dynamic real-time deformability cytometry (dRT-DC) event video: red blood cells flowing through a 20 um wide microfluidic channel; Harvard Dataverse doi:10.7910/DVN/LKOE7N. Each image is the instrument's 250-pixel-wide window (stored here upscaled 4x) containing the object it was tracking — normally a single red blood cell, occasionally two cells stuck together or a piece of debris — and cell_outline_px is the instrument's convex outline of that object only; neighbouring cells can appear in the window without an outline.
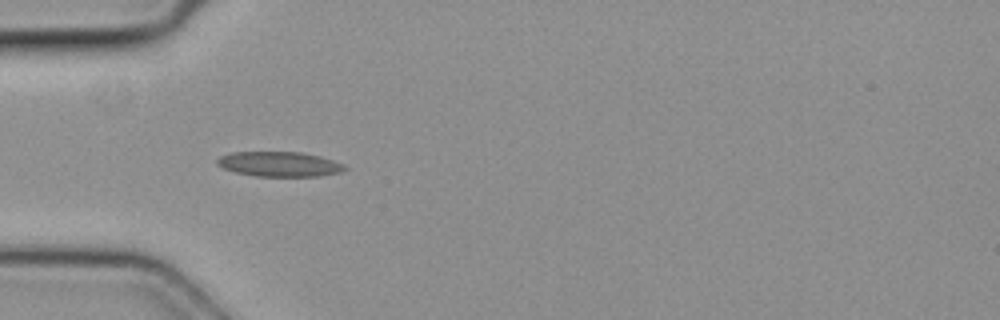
{"species": "common noctule bat (a hibernating species)", "species_latin": "Nyctalus noctula", "temperature_condition": "cold", "stored_images_in_passage": 5, "camera_frame_rate_fps": 3000, "um_per_image_px": 0.085, "animal": {"sex": "female", "body_mass_g": 19.3, "forearm_length_mm": 54.1}, "frame": {"image": 1, "passage_image": 4, "time_ms": 1.0, "image_size_px": [1000, 320], "cell_outline_px": [[348, 168], [344, 172], [320, 176], [256, 176], [236, 172], [224, 168], [216, 164], [216, 160], [220, 156], [228, 152], [300, 152], [320, 156], [344, 164]], "centroid_in_image_um": [23.77, 13.95], "position_along_channel_um": 61.2, "area_um2": 18.61}}
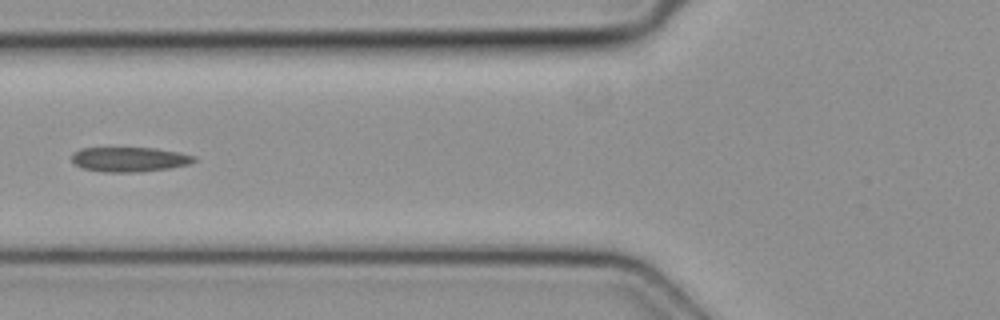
{"frame": {"image": 2, "passage_image": 5, "time_ms": 1.333, "image_size_px": [1000, 320], "cell_outline_px": [[196, 160], [188, 164], [168, 168], [140, 172], [100, 172], [80, 168], [72, 164], [72, 152], [80, 148], [156, 148], [180, 152], [196, 156]], "centroid_in_image_um": [10.95, 13.55], "position_along_channel_um": 114.9, "area_um2": 17.86}}